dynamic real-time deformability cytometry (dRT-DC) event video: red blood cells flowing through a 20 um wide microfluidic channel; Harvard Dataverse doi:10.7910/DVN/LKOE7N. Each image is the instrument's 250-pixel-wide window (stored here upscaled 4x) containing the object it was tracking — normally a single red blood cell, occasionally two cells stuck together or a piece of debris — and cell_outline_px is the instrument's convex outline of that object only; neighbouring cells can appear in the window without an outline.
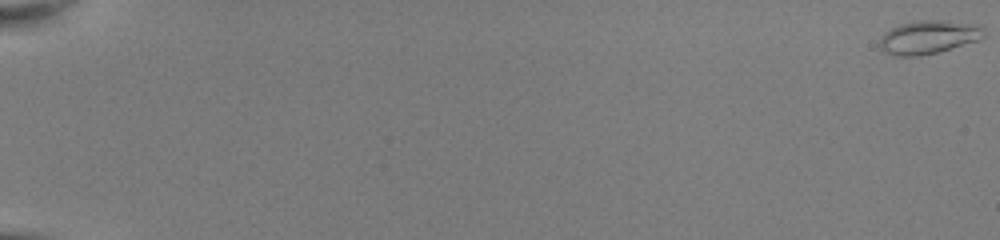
{"species": "common noctule bat (a hibernating species)", "species_latin": "Nyctalus noctula", "temperature_condition": "room temperature", "stored_images_in_passage": 53, "camera_frame_rate_fps": 3000, "um_per_image_px": 0.085, "animal": {"sex": "female", "body_mass_g": 22.0, "forearm_length_mm": 56.7}, "frame": {"image": 1, "passage_image": 1, "time_ms": 0.0, "image_size_px": [1000, 240], "cell_outline_px": [[984, 36], [976, 40], [936, 52], [920, 56], [892, 56], [884, 52], [880, 48], [880, 36], [884, 32], [900, 24], [920, 20], [940, 20], [984, 28]], "centroid_in_image_um": [78.8, 3.18], "position_along_channel_um": 6.2, "area_um2": 19.71}}
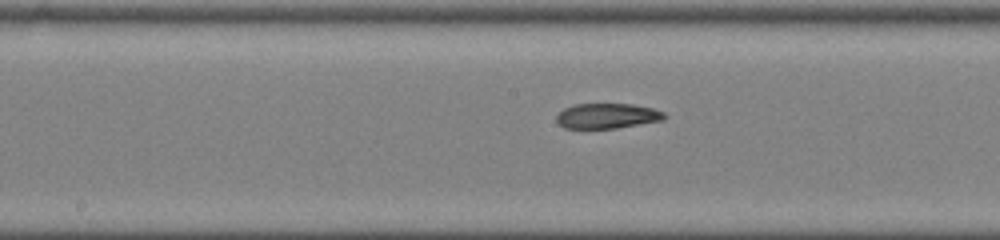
{"frame": {"image": 2, "passage_image": 31, "time_ms": 10.0, "image_size_px": [1000, 240], "cell_outline_px": [[664, 120], [616, 128], [564, 128], [556, 120], [556, 116], [564, 108], [572, 104], [632, 104], [652, 108], [664, 112]], "centroid_in_image_um": [51.59, 9.85], "position_along_channel_um": 196.6, "area_um2": 15.72}}
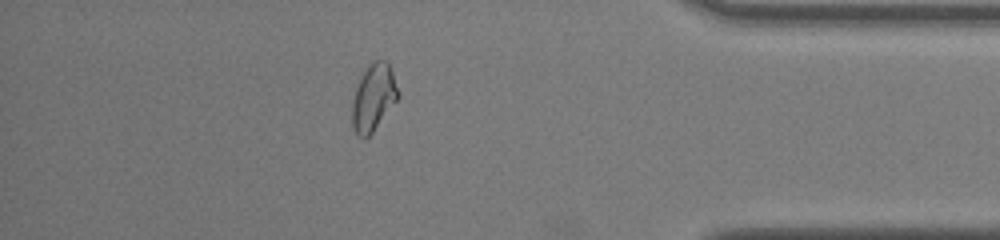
{"frame": {"image": 3, "passage_image": 48, "time_ms": 15.667, "image_size_px": [1000, 240], "cell_outline_px": [[400, 96], [372, 132], [364, 140], [356, 136], [352, 128], [352, 100], [360, 76], [368, 64], [372, 60], [384, 60], [388, 64], [392, 72], [400, 92]], "centroid_in_image_um": [31.73, 8.3], "position_along_channel_um": 403.5, "area_um2": 18.09}, "authors_computed_cell_mechanics": {"area_um2": 17.5134, "velocity_mm_per_s": 4.0674, "shape_relaxation_time_tau1_ms": null, "shape_relaxation_time_tau2_ms": 3.6049, "deformation_change_tau1": null, "deformation_change_tau2": 0.0783}}